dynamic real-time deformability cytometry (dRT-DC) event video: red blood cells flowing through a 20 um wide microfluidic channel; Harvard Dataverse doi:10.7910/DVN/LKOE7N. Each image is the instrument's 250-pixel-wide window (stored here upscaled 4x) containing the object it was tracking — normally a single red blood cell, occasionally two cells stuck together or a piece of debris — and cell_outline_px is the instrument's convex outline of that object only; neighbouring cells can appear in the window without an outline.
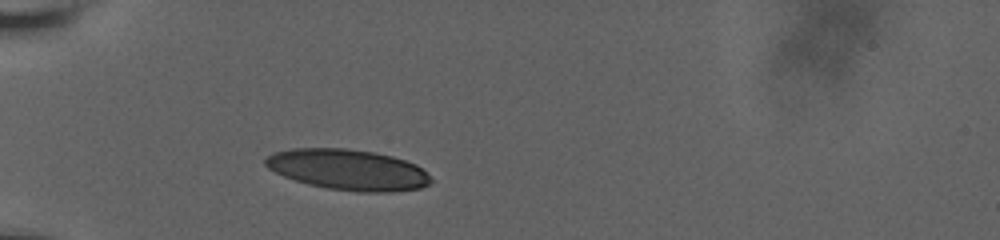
{"species": "human", "species_latin": "Homo sapiens", "temperature_condition": "room temperature", "stored_images_in_passage": 3, "camera_frame_rate_fps": 3000, "um_per_image_px": 0.085, "donor": {"sex": "male"}, "frame": {"image": 1, "passage_image": 1, "time_ms": 0.0, "image_size_px": [1000, 240], "cell_outline_px": [[432, 180], [428, 184], [420, 188], [392, 192], [356, 192], [328, 188], [308, 184], [284, 176], [268, 168], [264, 164], [264, 160], [272, 152], [292, 148], [344, 148], [372, 152], [392, 156], [416, 164], [428, 172]], "centroid_in_image_um": [29.58, 14.42], "position_along_channel_um": 55.4, "area_um2": 39.3}}